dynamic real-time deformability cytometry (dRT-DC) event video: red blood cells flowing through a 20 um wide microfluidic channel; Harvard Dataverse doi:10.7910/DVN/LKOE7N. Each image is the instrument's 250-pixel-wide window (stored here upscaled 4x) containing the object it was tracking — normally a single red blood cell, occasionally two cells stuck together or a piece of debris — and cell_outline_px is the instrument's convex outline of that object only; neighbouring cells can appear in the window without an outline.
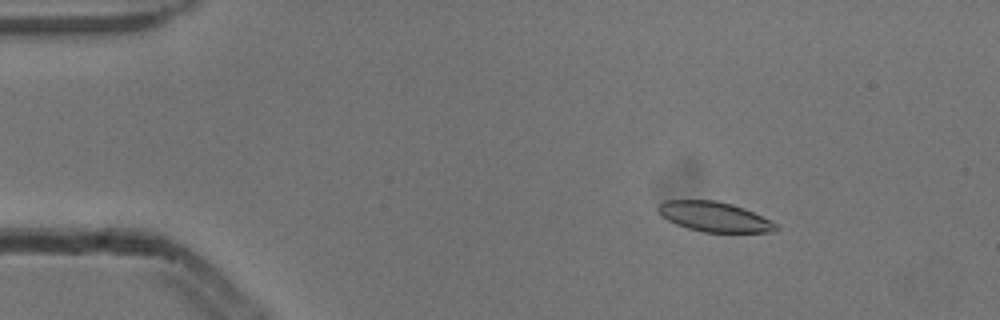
{"species": "common noctule bat (a hibernating species)", "species_latin": "Nyctalus noctula", "temperature_condition": "cold", "stored_images_in_passage": 5, "camera_frame_rate_fps": 3000, "um_per_image_px": 0.085, "animal": {"sex": "male", "body_mass_g": 13.3}, "frame": {"image": 1, "passage_image": 2, "time_ms": 0.333, "image_size_px": [1000, 320], "cell_outline_px": [[780, 228], [776, 232], [704, 232], [688, 228], [676, 224], [660, 216], [656, 208], [656, 204], [664, 200], [716, 200], [732, 204], [744, 208], [776, 224]], "centroid_in_image_um": [60.66, 18.41], "position_along_channel_um": 24.3, "area_um2": 20.58}}
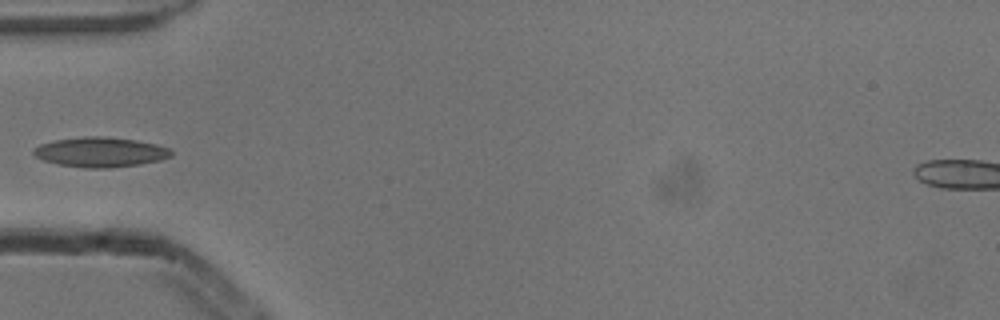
{"frame": {"image": 2, "passage_image": 5, "time_ms": 1.333, "image_size_px": [1000, 320], "cell_outline_px": [[172, 156], [160, 160], [140, 164], [108, 168], [84, 168], [56, 164], [44, 160], [36, 156], [32, 152], [40, 144], [56, 140], [84, 136], [104, 136], [136, 140], [156, 144], [168, 148], [172, 152]], "centroid_in_image_um": [8.54, 12.93], "position_along_channel_um": 76.5, "area_um2": 23.87}}